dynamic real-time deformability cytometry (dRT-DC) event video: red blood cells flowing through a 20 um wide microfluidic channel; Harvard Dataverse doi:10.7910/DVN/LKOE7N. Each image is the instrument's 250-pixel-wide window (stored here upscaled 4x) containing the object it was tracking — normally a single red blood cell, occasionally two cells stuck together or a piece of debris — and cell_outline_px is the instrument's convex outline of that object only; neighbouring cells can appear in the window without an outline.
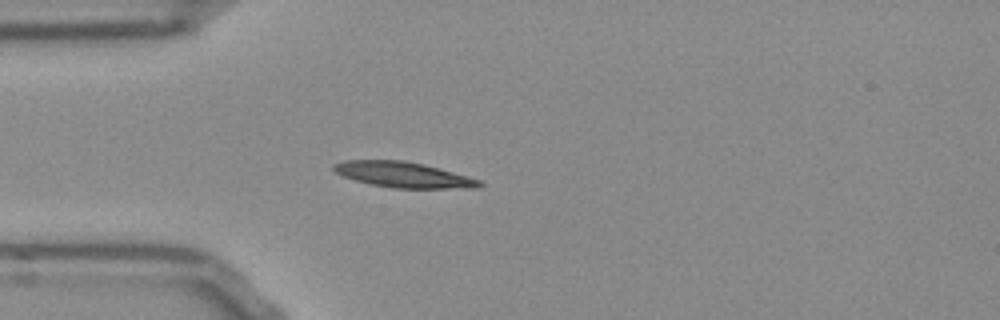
{"species": "Egyptian fruit bat (a non-hibernating species)", "species_latin": "Rousettus aegyptiacus", "temperature_condition": "room temperature", "stored_images_in_passage": 39, "camera_frame_rate_fps": 3000, "um_per_image_px": 0.085, "frame": {"image": 1, "passage_image": 1, "time_ms": 0.0, "image_size_px": [1000, 320], "cell_outline_px": [[484, 184], [476, 188], [392, 188], [372, 184], [356, 180], [344, 176], [336, 172], [332, 168], [332, 164], [344, 160], [404, 160], [424, 164], [468, 176], [480, 180]], "centroid_in_image_um": [34.29, 14.84], "position_along_channel_um": 50.7, "area_um2": 21.62}}
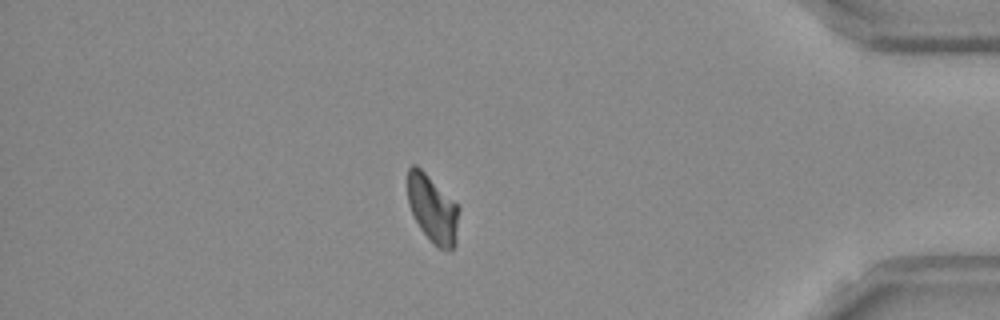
{"frame": {"image": 2, "passage_image": 32, "time_ms": 10.333, "image_size_px": [1000, 320], "cell_outline_px": [[460, 208], [456, 244], [452, 248], [440, 248], [432, 244], [420, 228], [408, 204], [408, 168], [412, 164], [416, 164]], "centroid_in_image_um": [36.77, 17.77], "position_along_channel_um": 398.4, "area_um2": 19.88}}
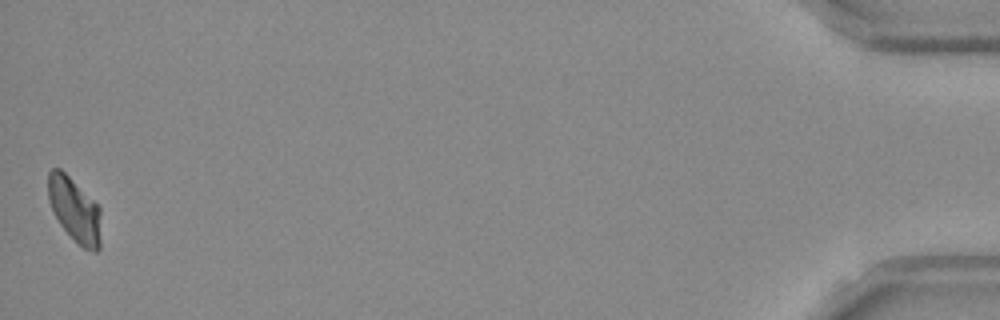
{"frame": {"image": 3, "passage_image": 39, "time_ms": 12.667, "image_size_px": [1000, 320], "cell_outline_px": [[100, 248], [96, 252], [92, 252], [84, 248], [60, 224], [48, 200], [48, 172], [52, 168], [60, 168], [100, 208]], "centroid_in_image_um": [6.34, 17.84], "position_along_channel_um": 428.9, "area_um2": 19.31}, "authors_computed_cell_mechanics": {"area_um2": 20.519, "velocity_mm_per_s": 3.8315, "shape_relaxation_time_tau1_ms": 9.3654, "shape_relaxation_time_tau2_ms": null, "deformation_change_tau1": 0.1952, "deformation_change_tau2": null}}